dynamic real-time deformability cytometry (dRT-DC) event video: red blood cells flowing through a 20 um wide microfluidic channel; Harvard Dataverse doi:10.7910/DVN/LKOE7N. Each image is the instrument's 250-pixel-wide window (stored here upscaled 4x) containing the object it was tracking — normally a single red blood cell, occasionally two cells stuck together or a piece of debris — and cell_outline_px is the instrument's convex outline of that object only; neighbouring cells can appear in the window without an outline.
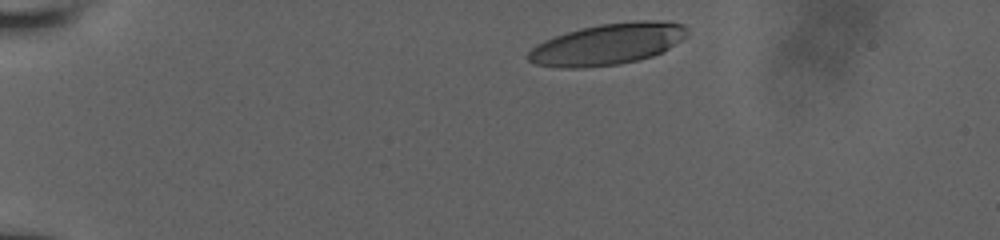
{"species": "human", "species_latin": "Homo sapiens", "temperature_condition": "room temperature", "stored_images_in_passage": 3, "camera_frame_rate_fps": 3000, "um_per_image_px": 0.085, "donor": {"sex": "male"}, "frame": {"image": 1, "passage_image": 1, "time_ms": 0.0, "image_size_px": [1000, 240], "cell_outline_px": [[688, 36], [668, 48], [652, 56], [620, 64], [584, 68], [560, 68], [536, 64], [528, 60], [528, 52], [536, 44], [544, 40], [580, 28], [600, 24], [640, 20], [652, 20], [684, 24], [688, 28]], "centroid_in_image_um": [51.65, 3.75], "position_along_channel_um": 33.4, "area_um2": 38.21}}